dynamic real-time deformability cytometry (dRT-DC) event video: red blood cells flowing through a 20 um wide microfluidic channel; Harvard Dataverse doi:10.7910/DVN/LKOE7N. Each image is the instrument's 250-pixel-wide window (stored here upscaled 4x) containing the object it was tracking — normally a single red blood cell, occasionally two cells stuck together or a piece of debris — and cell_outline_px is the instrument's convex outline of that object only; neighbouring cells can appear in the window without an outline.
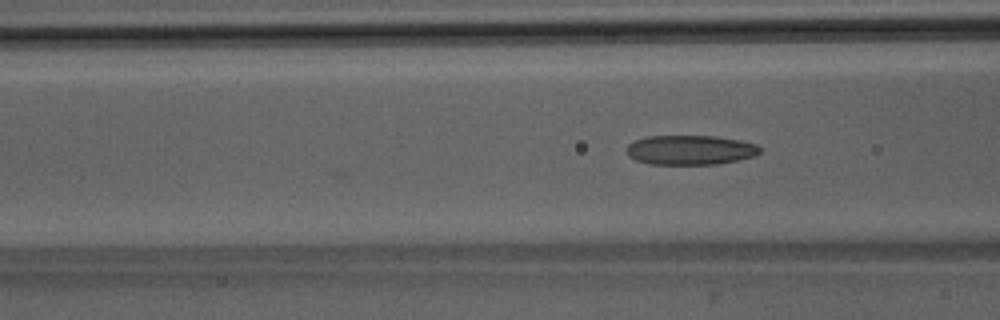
{"species": "Egyptian fruit bat (a non-hibernating species)", "species_latin": "Rousettus aegyptiacus", "temperature_condition": "room temperature", "stored_images_in_passage": 5, "camera_frame_rate_fps": 3000, "um_per_image_px": 0.085, "animal": {"sex": "male"}, "frame": {"image": 1, "passage_image": 5, "time_ms": 1.333, "image_size_px": [1000, 320], "cell_outline_px": [[760, 152], [756, 156], [720, 164], [652, 164], [636, 160], [628, 156], [628, 144], [636, 140], [648, 136], [716, 136], [740, 140], [756, 144], [760, 148]], "centroid_in_image_um": [58.71, 12.75], "position_along_channel_um": 107.9, "area_um2": 22.95}}